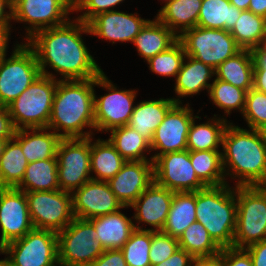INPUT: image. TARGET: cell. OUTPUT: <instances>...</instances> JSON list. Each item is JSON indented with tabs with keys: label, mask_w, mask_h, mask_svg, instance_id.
Returning a JSON list of instances; mask_svg holds the SVG:
<instances>
[{
	"label": "cell",
	"mask_w": 266,
	"mask_h": 266,
	"mask_svg": "<svg viewBox=\"0 0 266 266\" xmlns=\"http://www.w3.org/2000/svg\"><path fill=\"white\" fill-rule=\"evenodd\" d=\"M83 33L90 35L88 25L81 20L70 19L63 25L39 30L28 39L26 43L36 54L40 73L61 81L88 80L99 76L103 70L90 54L82 39ZM49 67L61 77L48 72L46 68Z\"/></svg>",
	"instance_id": "obj_1"
},
{
	"label": "cell",
	"mask_w": 266,
	"mask_h": 266,
	"mask_svg": "<svg viewBox=\"0 0 266 266\" xmlns=\"http://www.w3.org/2000/svg\"><path fill=\"white\" fill-rule=\"evenodd\" d=\"M94 87L95 78L58 80L47 128L61 138H87L95 135ZM85 128L87 130L83 131Z\"/></svg>",
	"instance_id": "obj_2"
},
{
	"label": "cell",
	"mask_w": 266,
	"mask_h": 266,
	"mask_svg": "<svg viewBox=\"0 0 266 266\" xmlns=\"http://www.w3.org/2000/svg\"><path fill=\"white\" fill-rule=\"evenodd\" d=\"M221 147L226 180L236 179L235 186H266V144L258 130L229 122Z\"/></svg>",
	"instance_id": "obj_3"
},
{
	"label": "cell",
	"mask_w": 266,
	"mask_h": 266,
	"mask_svg": "<svg viewBox=\"0 0 266 266\" xmlns=\"http://www.w3.org/2000/svg\"><path fill=\"white\" fill-rule=\"evenodd\" d=\"M196 217L222 249L233 247L236 230V186H207L196 191Z\"/></svg>",
	"instance_id": "obj_4"
},
{
	"label": "cell",
	"mask_w": 266,
	"mask_h": 266,
	"mask_svg": "<svg viewBox=\"0 0 266 266\" xmlns=\"http://www.w3.org/2000/svg\"><path fill=\"white\" fill-rule=\"evenodd\" d=\"M58 80L40 74L7 109L15 130L47 128Z\"/></svg>",
	"instance_id": "obj_5"
},
{
	"label": "cell",
	"mask_w": 266,
	"mask_h": 266,
	"mask_svg": "<svg viewBox=\"0 0 266 266\" xmlns=\"http://www.w3.org/2000/svg\"><path fill=\"white\" fill-rule=\"evenodd\" d=\"M234 248L266 240V186H236Z\"/></svg>",
	"instance_id": "obj_6"
},
{
	"label": "cell",
	"mask_w": 266,
	"mask_h": 266,
	"mask_svg": "<svg viewBox=\"0 0 266 266\" xmlns=\"http://www.w3.org/2000/svg\"><path fill=\"white\" fill-rule=\"evenodd\" d=\"M59 266H89L105 251L89 219L75 217L57 233Z\"/></svg>",
	"instance_id": "obj_7"
},
{
	"label": "cell",
	"mask_w": 266,
	"mask_h": 266,
	"mask_svg": "<svg viewBox=\"0 0 266 266\" xmlns=\"http://www.w3.org/2000/svg\"><path fill=\"white\" fill-rule=\"evenodd\" d=\"M95 86L102 87L107 91L100 97H97L94 92L95 132H109L112 129L128 125L138 94L136 89H118L104 72L95 78Z\"/></svg>",
	"instance_id": "obj_8"
},
{
	"label": "cell",
	"mask_w": 266,
	"mask_h": 266,
	"mask_svg": "<svg viewBox=\"0 0 266 266\" xmlns=\"http://www.w3.org/2000/svg\"><path fill=\"white\" fill-rule=\"evenodd\" d=\"M178 40L183 44L187 56L211 66L214 70L242 50L231 33L223 29L196 26L184 31Z\"/></svg>",
	"instance_id": "obj_9"
},
{
	"label": "cell",
	"mask_w": 266,
	"mask_h": 266,
	"mask_svg": "<svg viewBox=\"0 0 266 266\" xmlns=\"http://www.w3.org/2000/svg\"><path fill=\"white\" fill-rule=\"evenodd\" d=\"M12 55L0 61V106L7 107L41 74L34 50L26 43L14 45Z\"/></svg>",
	"instance_id": "obj_10"
},
{
	"label": "cell",
	"mask_w": 266,
	"mask_h": 266,
	"mask_svg": "<svg viewBox=\"0 0 266 266\" xmlns=\"http://www.w3.org/2000/svg\"><path fill=\"white\" fill-rule=\"evenodd\" d=\"M73 12V0H12V21L29 25L26 41L39 30L65 24Z\"/></svg>",
	"instance_id": "obj_11"
},
{
	"label": "cell",
	"mask_w": 266,
	"mask_h": 266,
	"mask_svg": "<svg viewBox=\"0 0 266 266\" xmlns=\"http://www.w3.org/2000/svg\"><path fill=\"white\" fill-rule=\"evenodd\" d=\"M29 214L35 229L56 233L65 229L75 218L72 194L62 190L25 192Z\"/></svg>",
	"instance_id": "obj_12"
},
{
	"label": "cell",
	"mask_w": 266,
	"mask_h": 266,
	"mask_svg": "<svg viewBox=\"0 0 266 266\" xmlns=\"http://www.w3.org/2000/svg\"><path fill=\"white\" fill-rule=\"evenodd\" d=\"M60 190L72 193L91 180L90 137L62 138L57 148Z\"/></svg>",
	"instance_id": "obj_13"
},
{
	"label": "cell",
	"mask_w": 266,
	"mask_h": 266,
	"mask_svg": "<svg viewBox=\"0 0 266 266\" xmlns=\"http://www.w3.org/2000/svg\"><path fill=\"white\" fill-rule=\"evenodd\" d=\"M5 258L12 266H59L57 233L34 228L7 244Z\"/></svg>",
	"instance_id": "obj_14"
},
{
	"label": "cell",
	"mask_w": 266,
	"mask_h": 266,
	"mask_svg": "<svg viewBox=\"0 0 266 266\" xmlns=\"http://www.w3.org/2000/svg\"><path fill=\"white\" fill-rule=\"evenodd\" d=\"M154 182L173 192H196L207 187L198 177L190 151L168 152L153 161Z\"/></svg>",
	"instance_id": "obj_15"
},
{
	"label": "cell",
	"mask_w": 266,
	"mask_h": 266,
	"mask_svg": "<svg viewBox=\"0 0 266 266\" xmlns=\"http://www.w3.org/2000/svg\"><path fill=\"white\" fill-rule=\"evenodd\" d=\"M182 105L175 103L156 128L150 142L151 150L156 151L151 155L153 161L168 152L187 150V136L195 114L189 106L191 104Z\"/></svg>",
	"instance_id": "obj_16"
},
{
	"label": "cell",
	"mask_w": 266,
	"mask_h": 266,
	"mask_svg": "<svg viewBox=\"0 0 266 266\" xmlns=\"http://www.w3.org/2000/svg\"><path fill=\"white\" fill-rule=\"evenodd\" d=\"M71 194L73 215L81 219H93L128 208L105 181L91 179Z\"/></svg>",
	"instance_id": "obj_17"
},
{
	"label": "cell",
	"mask_w": 266,
	"mask_h": 266,
	"mask_svg": "<svg viewBox=\"0 0 266 266\" xmlns=\"http://www.w3.org/2000/svg\"><path fill=\"white\" fill-rule=\"evenodd\" d=\"M0 228V236L7 244L34 229L24 191L0 188Z\"/></svg>",
	"instance_id": "obj_18"
},
{
	"label": "cell",
	"mask_w": 266,
	"mask_h": 266,
	"mask_svg": "<svg viewBox=\"0 0 266 266\" xmlns=\"http://www.w3.org/2000/svg\"><path fill=\"white\" fill-rule=\"evenodd\" d=\"M173 195V191L159 186L153 181L130 206L135 211L132 216L135 229L162 231L167 220ZM141 223H146L151 228L146 229L143 225L139 226Z\"/></svg>",
	"instance_id": "obj_19"
},
{
	"label": "cell",
	"mask_w": 266,
	"mask_h": 266,
	"mask_svg": "<svg viewBox=\"0 0 266 266\" xmlns=\"http://www.w3.org/2000/svg\"><path fill=\"white\" fill-rule=\"evenodd\" d=\"M150 19L141 18L137 13L109 11L96 15L88 23L90 35L108 40L109 43L133 42L136 35Z\"/></svg>",
	"instance_id": "obj_20"
},
{
	"label": "cell",
	"mask_w": 266,
	"mask_h": 266,
	"mask_svg": "<svg viewBox=\"0 0 266 266\" xmlns=\"http://www.w3.org/2000/svg\"><path fill=\"white\" fill-rule=\"evenodd\" d=\"M153 181V161H126L108 184L122 205L130 207Z\"/></svg>",
	"instance_id": "obj_21"
},
{
	"label": "cell",
	"mask_w": 266,
	"mask_h": 266,
	"mask_svg": "<svg viewBox=\"0 0 266 266\" xmlns=\"http://www.w3.org/2000/svg\"><path fill=\"white\" fill-rule=\"evenodd\" d=\"M214 76L215 70L211 66L186 55L173 87L177 97L172 99L176 103H183L180 98L193 97L203 90L208 93L212 84L209 80Z\"/></svg>",
	"instance_id": "obj_22"
},
{
	"label": "cell",
	"mask_w": 266,
	"mask_h": 266,
	"mask_svg": "<svg viewBox=\"0 0 266 266\" xmlns=\"http://www.w3.org/2000/svg\"><path fill=\"white\" fill-rule=\"evenodd\" d=\"M13 138L21 145L28 163L56 157L62 139L48 128L15 130Z\"/></svg>",
	"instance_id": "obj_23"
},
{
	"label": "cell",
	"mask_w": 266,
	"mask_h": 266,
	"mask_svg": "<svg viewBox=\"0 0 266 266\" xmlns=\"http://www.w3.org/2000/svg\"><path fill=\"white\" fill-rule=\"evenodd\" d=\"M89 220L93 223L99 242L105 250L121 249L136 230L133 217L128 218L120 210Z\"/></svg>",
	"instance_id": "obj_24"
},
{
	"label": "cell",
	"mask_w": 266,
	"mask_h": 266,
	"mask_svg": "<svg viewBox=\"0 0 266 266\" xmlns=\"http://www.w3.org/2000/svg\"><path fill=\"white\" fill-rule=\"evenodd\" d=\"M201 4L202 0H168L155 17L179 37L197 26Z\"/></svg>",
	"instance_id": "obj_25"
},
{
	"label": "cell",
	"mask_w": 266,
	"mask_h": 266,
	"mask_svg": "<svg viewBox=\"0 0 266 266\" xmlns=\"http://www.w3.org/2000/svg\"><path fill=\"white\" fill-rule=\"evenodd\" d=\"M175 103L172 97L141 100L138 104H135L128 126L151 142L156 128Z\"/></svg>",
	"instance_id": "obj_26"
},
{
	"label": "cell",
	"mask_w": 266,
	"mask_h": 266,
	"mask_svg": "<svg viewBox=\"0 0 266 266\" xmlns=\"http://www.w3.org/2000/svg\"><path fill=\"white\" fill-rule=\"evenodd\" d=\"M149 20L133 40L138 55L148 61L156 54L166 51L178 37L156 17Z\"/></svg>",
	"instance_id": "obj_27"
},
{
	"label": "cell",
	"mask_w": 266,
	"mask_h": 266,
	"mask_svg": "<svg viewBox=\"0 0 266 266\" xmlns=\"http://www.w3.org/2000/svg\"><path fill=\"white\" fill-rule=\"evenodd\" d=\"M126 160L108 139L90 137V171L94 180L108 182L121 169ZM93 173L95 174L93 176Z\"/></svg>",
	"instance_id": "obj_28"
},
{
	"label": "cell",
	"mask_w": 266,
	"mask_h": 266,
	"mask_svg": "<svg viewBox=\"0 0 266 266\" xmlns=\"http://www.w3.org/2000/svg\"><path fill=\"white\" fill-rule=\"evenodd\" d=\"M214 116L208 118L209 121L207 120L206 123L196 124V119H201V117L195 115L187 136V150H220L225 128L230 121L223 116L221 118L215 114Z\"/></svg>",
	"instance_id": "obj_29"
},
{
	"label": "cell",
	"mask_w": 266,
	"mask_h": 266,
	"mask_svg": "<svg viewBox=\"0 0 266 266\" xmlns=\"http://www.w3.org/2000/svg\"><path fill=\"white\" fill-rule=\"evenodd\" d=\"M217 79L248 92L253 88L254 59L250 49H242L235 56L226 59L215 69Z\"/></svg>",
	"instance_id": "obj_30"
},
{
	"label": "cell",
	"mask_w": 266,
	"mask_h": 266,
	"mask_svg": "<svg viewBox=\"0 0 266 266\" xmlns=\"http://www.w3.org/2000/svg\"><path fill=\"white\" fill-rule=\"evenodd\" d=\"M195 209L196 192H174L162 232L179 238L192 223L197 221Z\"/></svg>",
	"instance_id": "obj_31"
},
{
	"label": "cell",
	"mask_w": 266,
	"mask_h": 266,
	"mask_svg": "<svg viewBox=\"0 0 266 266\" xmlns=\"http://www.w3.org/2000/svg\"><path fill=\"white\" fill-rule=\"evenodd\" d=\"M57 157L28 163L17 189L24 192L59 190Z\"/></svg>",
	"instance_id": "obj_32"
},
{
	"label": "cell",
	"mask_w": 266,
	"mask_h": 266,
	"mask_svg": "<svg viewBox=\"0 0 266 266\" xmlns=\"http://www.w3.org/2000/svg\"><path fill=\"white\" fill-rule=\"evenodd\" d=\"M109 132L110 137L107 139L126 161H153L152 157L146 155L152 152L150 141L130 126L125 125Z\"/></svg>",
	"instance_id": "obj_33"
},
{
	"label": "cell",
	"mask_w": 266,
	"mask_h": 266,
	"mask_svg": "<svg viewBox=\"0 0 266 266\" xmlns=\"http://www.w3.org/2000/svg\"><path fill=\"white\" fill-rule=\"evenodd\" d=\"M241 12L229 0H202L197 26L230 32Z\"/></svg>",
	"instance_id": "obj_34"
},
{
	"label": "cell",
	"mask_w": 266,
	"mask_h": 266,
	"mask_svg": "<svg viewBox=\"0 0 266 266\" xmlns=\"http://www.w3.org/2000/svg\"><path fill=\"white\" fill-rule=\"evenodd\" d=\"M27 166L21 145L14 138L7 140L0 157V188H17Z\"/></svg>",
	"instance_id": "obj_35"
},
{
	"label": "cell",
	"mask_w": 266,
	"mask_h": 266,
	"mask_svg": "<svg viewBox=\"0 0 266 266\" xmlns=\"http://www.w3.org/2000/svg\"><path fill=\"white\" fill-rule=\"evenodd\" d=\"M230 33L242 49L252 50L265 44L266 18L249 10L242 11Z\"/></svg>",
	"instance_id": "obj_36"
},
{
	"label": "cell",
	"mask_w": 266,
	"mask_h": 266,
	"mask_svg": "<svg viewBox=\"0 0 266 266\" xmlns=\"http://www.w3.org/2000/svg\"><path fill=\"white\" fill-rule=\"evenodd\" d=\"M190 160L197 177L206 186H221L229 184V182L225 179L222 151H190Z\"/></svg>",
	"instance_id": "obj_37"
},
{
	"label": "cell",
	"mask_w": 266,
	"mask_h": 266,
	"mask_svg": "<svg viewBox=\"0 0 266 266\" xmlns=\"http://www.w3.org/2000/svg\"><path fill=\"white\" fill-rule=\"evenodd\" d=\"M178 243L179 248L193 257H212L221 252V248L213 241L206 228L197 221L182 233Z\"/></svg>",
	"instance_id": "obj_38"
},
{
	"label": "cell",
	"mask_w": 266,
	"mask_h": 266,
	"mask_svg": "<svg viewBox=\"0 0 266 266\" xmlns=\"http://www.w3.org/2000/svg\"><path fill=\"white\" fill-rule=\"evenodd\" d=\"M246 93L245 90L214 77L208 95L216 107H219L221 110L223 109V116L225 117V115H230L232 110L243 113Z\"/></svg>",
	"instance_id": "obj_39"
},
{
	"label": "cell",
	"mask_w": 266,
	"mask_h": 266,
	"mask_svg": "<svg viewBox=\"0 0 266 266\" xmlns=\"http://www.w3.org/2000/svg\"><path fill=\"white\" fill-rule=\"evenodd\" d=\"M185 57L183 44L177 40L166 51L156 54L146 62L150 72L176 79Z\"/></svg>",
	"instance_id": "obj_40"
},
{
	"label": "cell",
	"mask_w": 266,
	"mask_h": 266,
	"mask_svg": "<svg viewBox=\"0 0 266 266\" xmlns=\"http://www.w3.org/2000/svg\"><path fill=\"white\" fill-rule=\"evenodd\" d=\"M152 240L151 230H135L121 251L127 266H151L150 247Z\"/></svg>",
	"instance_id": "obj_41"
},
{
	"label": "cell",
	"mask_w": 266,
	"mask_h": 266,
	"mask_svg": "<svg viewBox=\"0 0 266 266\" xmlns=\"http://www.w3.org/2000/svg\"><path fill=\"white\" fill-rule=\"evenodd\" d=\"M242 115L250 129L258 130L266 124V93L251 88L246 93L245 108Z\"/></svg>",
	"instance_id": "obj_42"
},
{
	"label": "cell",
	"mask_w": 266,
	"mask_h": 266,
	"mask_svg": "<svg viewBox=\"0 0 266 266\" xmlns=\"http://www.w3.org/2000/svg\"><path fill=\"white\" fill-rule=\"evenodd\" d=\"M179 249L178 238L162 231H152L150 247L151 266L164 262Z\"/></svg>",
	"instance_id": "obj_43"
},
{
	"label": "cell",
	"mask_w": 266,
	"mask_h": 266,
	"mask_svg": "<svg viewBox=\"0 0 266 266\" xmlns=\"http://www.w3.org/2000/svg\"><path fill=\"white\" fill-rule=\"evenodd\" d=\"M125 0H73L74 12H81L76 19L88 23L100 13L114 11V7ZM113 8V9H112Z\"/></svg>",
	"instance_id": "obj_44"
},
{
	"label": "cell",
	"mask_w": 266,
	"mask_h": 266,
	"mask_svg": "<svg viewBox=\"0 0 266 266\" xmlns=\"http://www.w3.org/2000/svg\"><path fill=\"white\" fill-rule=\"evenodd\" d=\"M222 266H253L249 253L244 248H222Z\"/></svg>",
	"instance_id": "obj_45"
},
{
	"label": "cell",
	"mask_w": 266,
	"mask_h": 266,
	"mask_svg": "<svg viewBox=\"0 0 266 266\" xmlns=\"http://www.w3.org/2000/svg\"><path fill=\"white\" fill-rule=\"evenodd\" d=\"M89 266H127L121 249H107Z\"/></svg>",
	"instance_id": "obj_46"
},
{
	"label": "cell",
	"mask_w": 266,
	"mask_h": 266,
	"mask_svg": "<svg viewBox=\"0 0 266 266\" xmlns=\"http://www.w3.org/2000/svg\"><path fill=\"white\" fill-rule=\"evenodd\" d=\"M244 249L249 253L253 266H266V240L253 243Z\"/></svg>",
	"instance_id": "obj_47"
},
{
	"label": "cell",
	"mask_w": 266,
	"mask_h": 266,
	"mask_svg": "<svg viewBox=\"0 0 266 266\" xmlns=\"http://www.w3.org/2000/svg\"><path fill=\"white\" fill-rule=\"evenodd\" d=\"M194 257L186 252L184 249L179 248L172 256L164 262L154 266H192Z\"/></svg>",
	"instance_id": "obj_48"
},
{
	"label": "cell",
	"mask_w": 266,
	"mask_h": 266,
	"mask_svg": "<svg viewBox=\"0 0 266 266\" xmlns=\"http://www.w3.org/2000/svg\"><path fill=\"white\" fill-rule=\"evenodd\" d=\"M15 128L7 107L0 106V139H11L14 137Z\"/></svg>",
	"instance_id": "obj_49"
},
{
	"label": "cell",
	"mask_w": 266,
	"mask_h": 266,
	"mask_svg": "<svg viewBox=\"0 0 266 266\" xmlns=\"http://www.w3.org/2000/svg\"><path fill=\"white\" fill-rule=\"evenodd\" d=\"M11 21L12 0H0V26H12Z\"/></svg>",
	"instance_id": "obj_50"
},
{
	"label": "cell",
	"mask_w": 266,
	"mask_h": 266,
	"mask_svg": "<svg viewBox=\"0 0 266 266\" xmlns=\"http://www.w3.org/2000/svg\"><path fill=\"white\" fill-rule=\"evenodd\" d=\"M12 26H0V61L7 56Z\"/></svg>",
	"instance_id": "obj_51"
},
{
	"label": "cell",
	"mask_w": 266,
	"mask_h": 266,
	"mask_svg": "<svg viewBox=\"0 0 266 266\" xmlns=\"http://www.w3.org/2000/svg\"><path fill=\"white\" fill-rule=\"evenodd\" d=\"M192 266H222V249L216 256L194 257Z\"/></svg>",
	"instance_id": "obj_52"
},
{
	"label": "cell",
	"mask_w": 266,
	"mask_h": 266,
	"mask_svg": "<svg viewBox=\"0 0 266 266\" xmlns=\"http://www.w3.org/2000/svg\"><path fill=\"white\" fill-rule=\"evenodd\" d=\"M253 88L266 93V68H254Z\"/></svg>",
	"instance_id": "obj_53"
},
{
	"label": "cell",
	"mask_w": 266,
	"mask_h": 266,
	"mask_svg": "<svg viewBox=\"0 0 266 266\" xmlns=\"http://www.w3.org/2000/svg\"><path fill=\"white\" fill-rule=\"evenodd\" d=\"M254 68H266V44H262L252 50Z\"/></svg>",
	"instance_id": "obj_54"
},
{
	"label": "cell",
	"mask_w": 266,
	"mask_h": 266,
	"mask_svg": "<svg viewBox=\"0 0 266 266\" xmlns=\"http://www.w3.org/2000/svg\"><path fill=\"white\" fill-rule=\"evenodd\" d=\"M248 10L266 18V0H250Z\"/></svg>",
	"instance_id": "obj_55"
},
{
	"label": "cell",
	"mask_w": 266,
	"mask_h": 266,
	"mask_svg": "<svg viewBox=\"0 0 266 266\" xmlns=\"http://www.w3.org/2000/svg\"><path fill=\"white\" fill-rule=\"evenodd\" d=\"M230 4L241 11H246L249 8L250 0H229Z\"/></svg>",
	"instance_id": "obj_56"
},
{
	"label": "cell",
	"mask_w": 266,
	"mask_h": 266,
	"mask_svg": "<svg viewBox=\"0 0 266 266\" xmlns=\"http://www.w3.org/2000/svg\"><path fill=\"white\" fill-rule=\"evenodd\" d=\"M261 137H262V140L264 141V143L266 144V124H264L263 126H261L259 129H258Z\"/></svg>",
	"instance_id": "obj_57"
},
{
	"label": "cell",
	"mask_w": 266,
	"mask_h": 266,
	"mask_svg": "<svg viewBox=\"0 0 266 266\" xmlns=\"http://www.w3.org/2000/svg\"><path fill=\"white\" fill-rule=\"evenodd\" d=\"M7 243L0 237V254H6Z\"/></svg>",
	"instance_id": "obj_58"
},
{
	"label": "cell",
	"mask_w": 266,
	"mask_h": 266,
	"mask_svg": "<svg viewBox=\"0 0 266 266\" xmlns=\"http://www.w3.org/2000/svg\"><path fill=\"white\" fill-rule=\"evenodd\" d=\"M7 140H9V139H0V157L3 154V150H4L5 143Z\"/></svg>",
	"instance_id": "obj_59"
},
{
	"label": "cell",
	"mask_w": 266,
	"mask_h": 266,
	"mask_svg": "<svg viewBox=\"0 0 266 266\" xmlns=\"http://www.w3.org/2000/svg\"><path fill=\"white\" fill-rule=\"evenodd\" d=\"M0 266H12V264L6 258H4L0 260Z\"/></svg>",
	"instance_id": "obj_60"
}]
</instances>
